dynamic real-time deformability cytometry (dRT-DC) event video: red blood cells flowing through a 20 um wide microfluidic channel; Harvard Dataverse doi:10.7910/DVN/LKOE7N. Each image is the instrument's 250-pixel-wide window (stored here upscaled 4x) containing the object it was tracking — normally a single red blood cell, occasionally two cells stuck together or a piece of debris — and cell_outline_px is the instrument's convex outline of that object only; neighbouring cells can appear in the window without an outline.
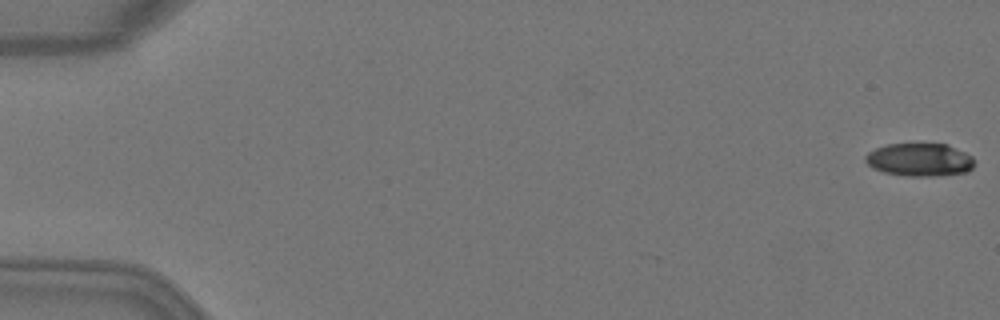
{"species": "Egyptian fruit bat (a non-hibernating species)", "species_latin": "Rousettus aegyptiacus", "temperature_condition": "warm", "stored_images_in_passage": 5, "segment_of_instrument_passage": [2, 2], "camera_frame_rate_fps": 3000, "um_per_image_px": 0.085, "animal": {"sex": "female"}, "frame": {"image": 1, "passage_image": 5, "time_ms": 1.333, "image_size_px": [1000, 320], "cell_outline_px": [[976, 160], [972, 168], [968, 172], [936, 176], [908, 176], [884, 172], [872, 168], [864, 160], [864, 156], [868, 152], [876, 148], [888, 144], [948, 144], [972, 156]], "centroid_in_image_um": [78.18, 13.58], "position_along_channel_um": 6.8, "area_um2": 21.1}}